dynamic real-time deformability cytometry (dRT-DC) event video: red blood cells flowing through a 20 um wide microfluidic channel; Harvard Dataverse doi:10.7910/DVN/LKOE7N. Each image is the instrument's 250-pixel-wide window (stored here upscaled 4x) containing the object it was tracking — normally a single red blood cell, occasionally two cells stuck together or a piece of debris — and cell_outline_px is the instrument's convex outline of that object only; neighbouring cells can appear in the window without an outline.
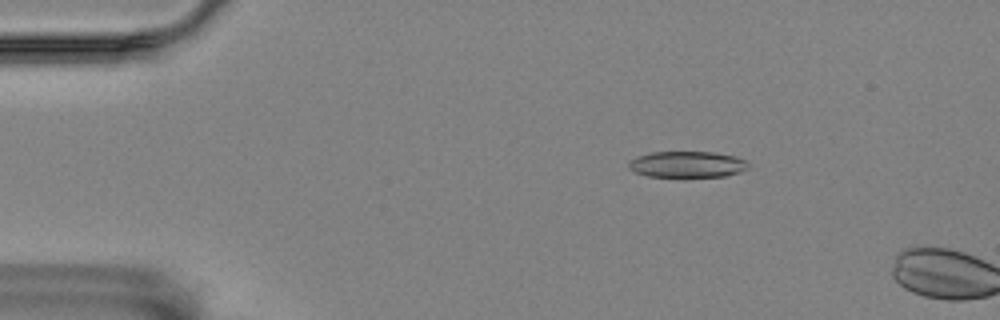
{"species": "Egyptian fruit bat (a non-hibernating species)", "species_latin": "Rousettus aegyptiacus", "temperature_condition": "room temperature", "stored_images_in_passage": 4, "camera_frame_rate_fps": 3000, "um_per_image_px": 0.085, "animal": {"sex": "female"}, "frame": {"image": 1, "passage_image": 2, "time_ms": 0.333, "image_size_px": [1000, 320], "cell_outline_px": [[748, 168], [740, 172], [724, 176], [648, 176], [632, 172], [628, 168], [628, 160], [636, 156], [652, 152], [716, 152], [736, 156], [744, 160], [748, 164]], "centroid_in_image_um": [58.36, 13.96], "position_along_channel_um": 26.6, "area_um2": 18.32}}